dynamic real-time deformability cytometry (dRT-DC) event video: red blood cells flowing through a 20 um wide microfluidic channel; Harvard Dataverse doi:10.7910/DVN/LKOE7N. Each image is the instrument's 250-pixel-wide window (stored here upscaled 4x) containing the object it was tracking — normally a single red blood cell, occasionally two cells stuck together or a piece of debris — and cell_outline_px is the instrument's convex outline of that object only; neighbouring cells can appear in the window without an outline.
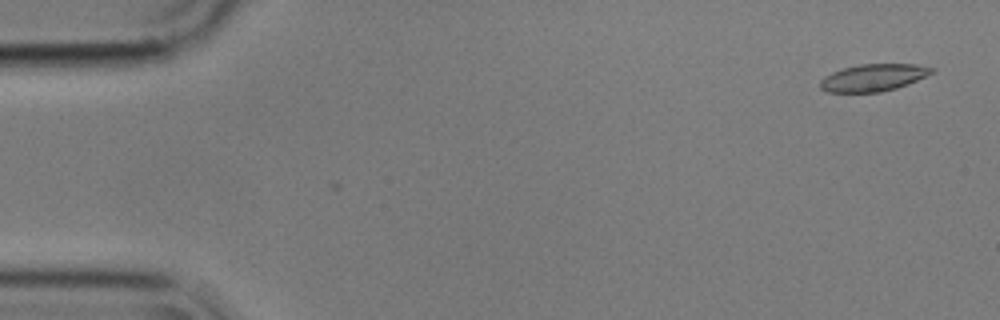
{"species": "common noctule bat (a hibernating species)", "species_latin": "Nyctalus noctula", "temperature_condition": "cold", "stored_images_in_passage": 5, "camera_frame_rate_fps": 3000, "um_per_image_px": 0.085, "animal": {"sex": "male", "body_mass_g": 17.9}, "frame": {"image": 1, "passage_image": 1, "time_ms": 0.0, "image_size_px": [1000, 320], "cell_outline_px": [[936, 68], [932, 72], [908, 84], [896, 88], [880, 92], [828, 92], [820, 88], [820, 80], [824, 76], [832, 72], [844, 68], [860, 64], [916, 64]], "centroid_in_image_um": [74.21, 6.59], "position_along_channel_um": 10.8, "area_um2": 17.51}}
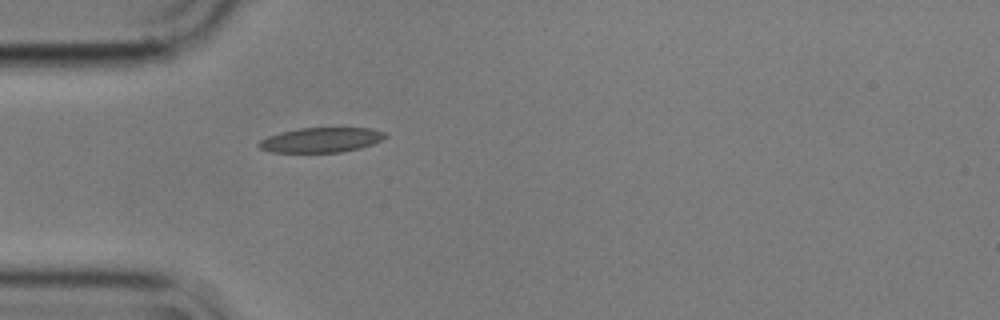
{"frame": {"image": 2, "passage_image": 5, "time_ms": 1.333, "image_size_px": [1000, 320], "cell_outline_px": [[388, 136], [372, 144], [360, 148], [340, 152], [272, 152], [260, 148], [256, 144], [260, 140], [268, 136], [280, 132], [300, 128], [372, 128], [384, 132]], "centroid_in_image_um": [27.28, 11.89], "position_along_channel_um": 57.7, "area_um2": 18.21}}